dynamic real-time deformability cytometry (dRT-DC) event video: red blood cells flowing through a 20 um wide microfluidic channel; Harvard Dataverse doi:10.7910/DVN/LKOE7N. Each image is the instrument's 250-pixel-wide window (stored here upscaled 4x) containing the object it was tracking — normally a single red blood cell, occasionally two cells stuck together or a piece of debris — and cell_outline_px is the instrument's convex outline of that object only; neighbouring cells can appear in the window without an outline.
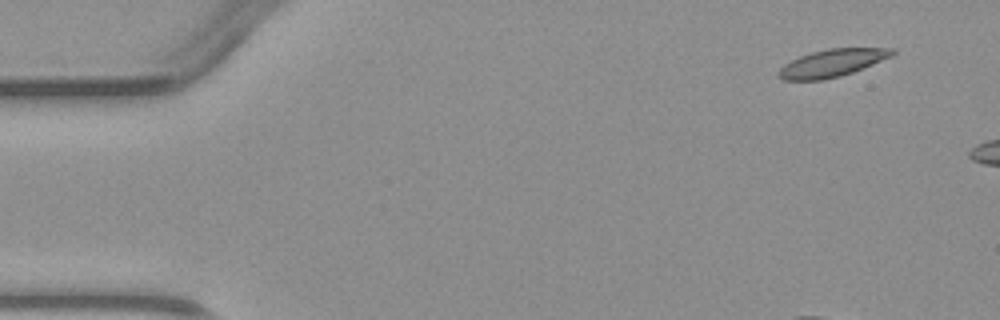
{"species": "common noctule bat (a hibernating species)", "species_latin": "Nyctalus noctula", "temperature_condition": "warm", "stored_images_in_passage": 2, "camera_frame_rate_fps": 3000, "um_per_image_px": 0.085, "animal": {"sex": "male", "body_mass_g": 23.1, "forearm_length_mm": 52.7}, "frame": {"image": 1, "passage_image": 1, "time_ms": 0.0, "image_size_px": [1000, 320], "cell_outline_px": [[896, 52], [892, 56], [852, 72], [840, 76], [824, 80], [784, 80], [776, 76], [776, 72], [784, 64], [800, 56], [812, 52], [828, 48], [896, 48]], "centroid_in_image_um": [70.7, 5.36], "position_along_channel_um": 14.3, "area_um2": 18.21}}